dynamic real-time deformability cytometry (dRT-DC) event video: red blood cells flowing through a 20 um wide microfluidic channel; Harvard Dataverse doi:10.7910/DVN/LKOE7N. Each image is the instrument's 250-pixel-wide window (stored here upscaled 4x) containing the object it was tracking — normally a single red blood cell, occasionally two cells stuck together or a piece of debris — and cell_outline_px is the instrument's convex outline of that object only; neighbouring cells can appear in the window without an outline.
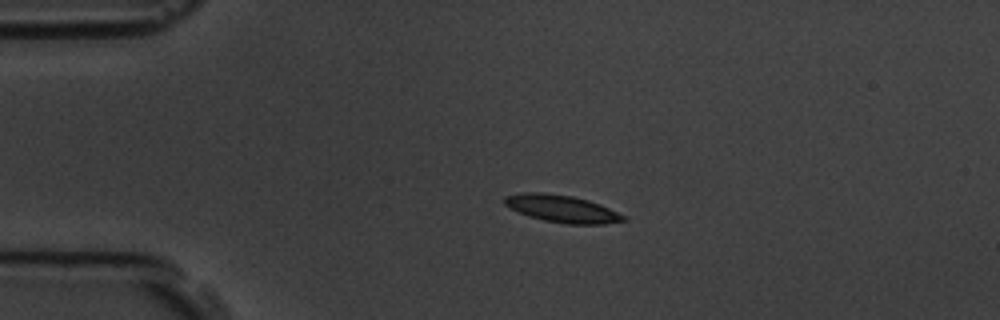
{"species": "common noctule bat (a hibernating species)", "species_latin": "Nyctalus noctula", "temperature_condition": "room temperature", "stored_images_in_passage": 3, "camera_frame_rate_fps": 3000, "um_per_image_px": 0.085, "animal": {"sex": "male", "body_mass_g": 19.5, "forearm_length_mm": 54.6}, "frame": {"image": 1, "passage_image": 2, "time_ms": 1.333, "image_size_px": [1000, 320], "cell_outline_px": [[628, 220], [604, 224], [564, 224], [544, 220], [528, 216], [504, 204], [504, 196], [524, 192], [544, 192], [572, 196], [588, 200], [600, 204], [624, 216]], "centroid_in_image_um": [47.76, 17.74], "position_along_channel_um": 37.2, "area_um2": 18.79}}